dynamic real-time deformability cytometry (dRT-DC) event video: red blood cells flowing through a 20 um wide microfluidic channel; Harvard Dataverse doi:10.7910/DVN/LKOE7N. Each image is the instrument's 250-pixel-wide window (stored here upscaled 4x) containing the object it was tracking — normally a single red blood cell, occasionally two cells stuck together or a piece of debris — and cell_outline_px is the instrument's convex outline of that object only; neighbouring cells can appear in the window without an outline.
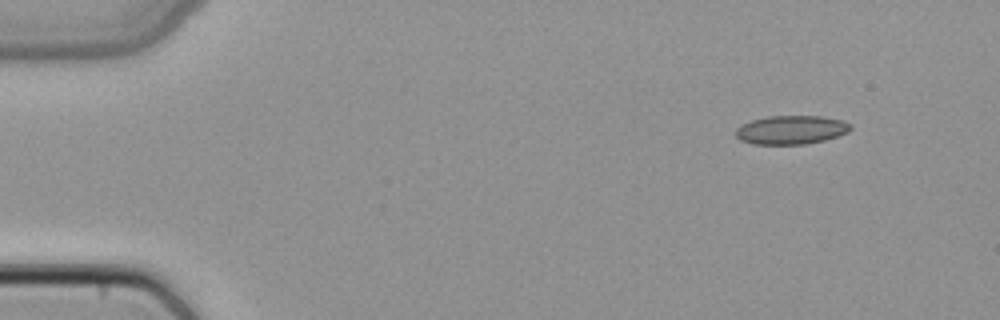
{"species": "common noctule bat (a hibernating species)", "species_latin": "Nyctalus noctula", "temperature_condition": "cold", "stored_images_in_passage": 3, "camera_frame_rate_fps": 3000, "um_per_image_px": 0.085, "animal": {"sex": "female", "body_mass_g": 22.7, "forearm_length_mm": 54.2}, "frame": {"image": 1, "passage_image": 1, "time_ms": 0.0, "image_size_px": [1000, 320], "cell_outline_px": [[852, 128], [848, 132], [824, 140], [804, 144], [752, 144], [740, 140], [736, 136], [736, 128], [752, 120], [768, 116], [820, 116], [844, 120], [852, 124]], "centroid_in_image_um": [67.27, 11.03], "position_along_channel_um": 17.7, "area_um2": 19.19}}